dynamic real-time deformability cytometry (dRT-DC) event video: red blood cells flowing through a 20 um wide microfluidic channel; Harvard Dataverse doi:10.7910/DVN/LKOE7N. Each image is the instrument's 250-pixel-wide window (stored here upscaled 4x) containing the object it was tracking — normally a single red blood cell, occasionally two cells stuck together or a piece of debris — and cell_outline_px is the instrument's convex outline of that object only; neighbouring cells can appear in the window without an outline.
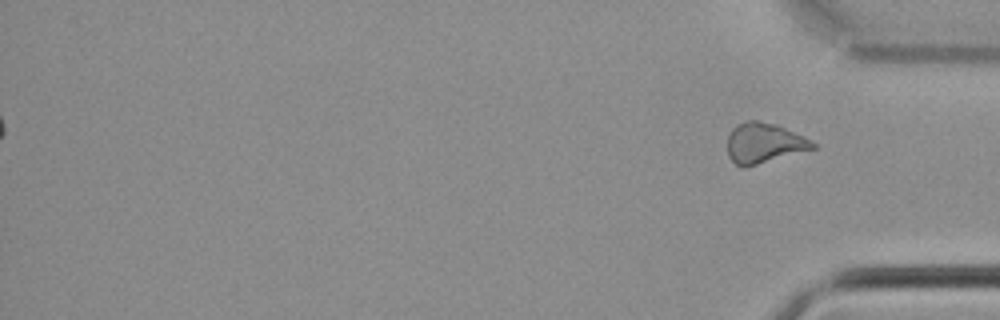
{"species": "common noctule bat (a hibernating species)", "species_latin": "Nyctalus noctula", "temperature_condition": "cold", "stored_images_in_passage": 33, "segment_of_instrument_passage": [2, 2], "camera_frame_rate_fps": 3000, "um_per_image_px": 0.085, "animal": {"sex": "male", "body_mass_g": 21.5, "forearm_length_mm": 52.0}, "frame": {"image": 1, "passage_image": 33, "time_ms": 10.667, "image_size_px": [1000, 320], "cell_outline_px": [[816, 148], [744, 168], [736, 164], [728, 156], [728, 136], [732, 128], [736, 124], [744, 120], [756, 120], [776, 124], [804, 136], [816, 144]], "centroid_in_image_um": [64.92, 12.15], "position_along_channel_um": 370.3, "area_um2": 20.06}}